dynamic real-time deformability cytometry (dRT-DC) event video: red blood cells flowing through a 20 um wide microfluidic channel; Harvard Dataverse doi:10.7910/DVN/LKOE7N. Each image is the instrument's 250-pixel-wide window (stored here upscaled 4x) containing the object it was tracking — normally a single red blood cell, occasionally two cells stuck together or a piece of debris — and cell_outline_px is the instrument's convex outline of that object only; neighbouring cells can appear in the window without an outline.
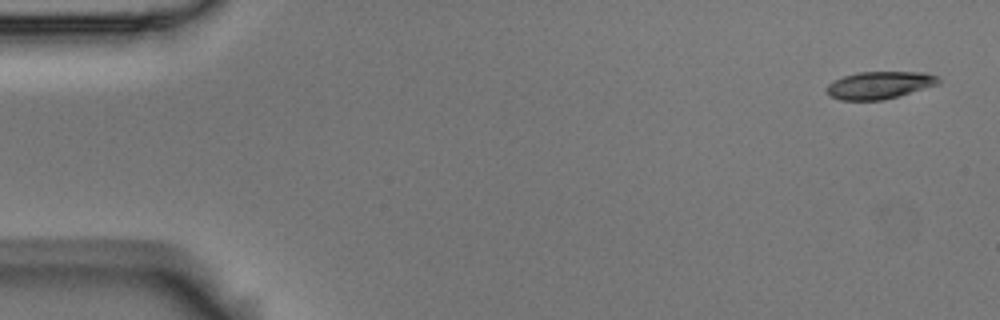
{"species": "Egyptian fruit bat (a non-hibernating species)", "species_latin": "Rousettus aegyptiacus", "temperature_condition": "room temperature", "stored_images_in_passage": 5, "camera_frame_rate_fps": 3000, "um_per_image_px": 0.085, "animal": {"sex": "male"}, "frame": {"image": 1, "passage_image": 1, "time_ms": 0.0, "image_size_px": [1000, 320], "cell_outline_px": [[940, 84], [900, 96], [884, 100], [840, 100], [832, 96], [824, 88], [828, 84], [844, 76], [860, 72], [924, 72], [936, 76], [940, 80]], "centroid_in_image_um": [74.79, 7.24], "position_along_channel_um": 10.2, "area_um2": 17.86}}
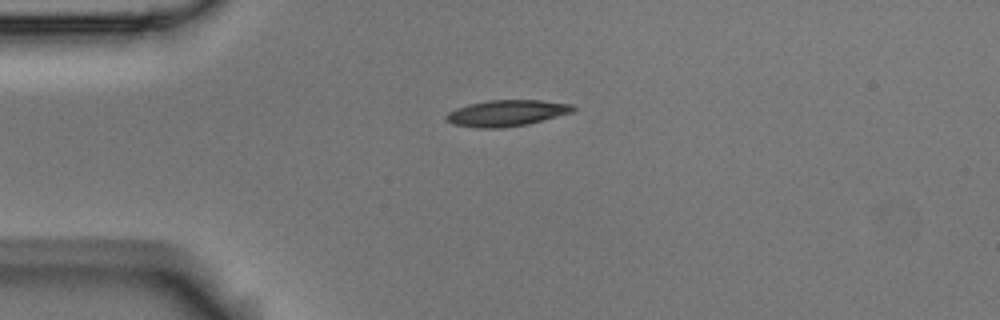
{"frame": {"image": 2, "passage_image": 4, "time_ms": 1.0, "image_size_px": [1000, 320], "cell_outline_px": [[576, 108], [572, 112], [528, 124], [504, 128], [476, 128], [452, 124], [444, 120], [444, 116], [448, 112], [456, 108], [468, 104], [488, 100], [540, 100], [572, 104]], "centroid_in_image_um": [43.01, 9.62], "position_along_channel_um": 42.0, "area_um2": 19.54}}